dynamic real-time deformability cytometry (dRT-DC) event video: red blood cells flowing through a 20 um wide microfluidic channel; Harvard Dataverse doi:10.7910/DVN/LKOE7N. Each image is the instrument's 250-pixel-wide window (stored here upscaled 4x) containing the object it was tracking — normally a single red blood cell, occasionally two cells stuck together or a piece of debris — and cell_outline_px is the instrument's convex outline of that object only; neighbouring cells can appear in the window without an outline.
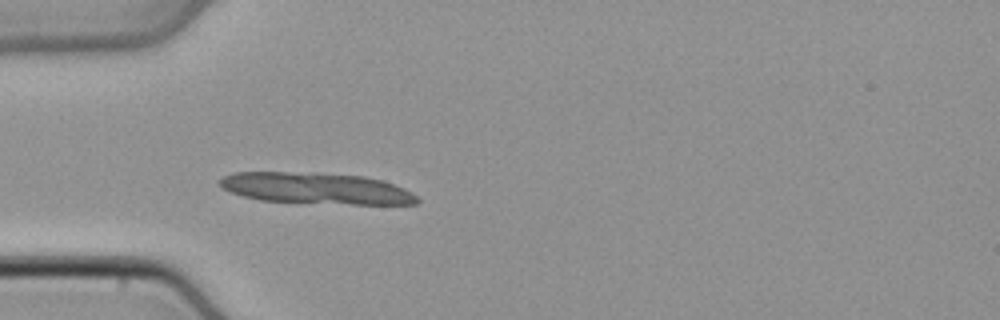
{"species": "common noctule bat (a hibernating species)", "species_latin": "Nyctalus noctula", "temperature_condition": "cold", "stored_images_in_passage": 4, "camera_frame_rate_fps": 3000, "um_per_image_px": 0.085, "animal": {"sex": "male", "body_mass_g": 21.5, "forearm_length_mm": 52.0}, "frame": {"image": 1, "passage_image": 1, "time_ms": 0.0, "image_size_px": [1000, 320], "cell_outline_px": [[420, 200], [416, 204], [352, 204], [260, 200], [244, 196], [232, 192], [216, 184], [224, 176], [232, 172], [316, 172], [364, 176], [384, 180], [404, 188], [412, 192]], "centroid_in_image_um": [26.9, 15.99], "position_along_channel_um": 58.1, "area_um2": 36.07}}